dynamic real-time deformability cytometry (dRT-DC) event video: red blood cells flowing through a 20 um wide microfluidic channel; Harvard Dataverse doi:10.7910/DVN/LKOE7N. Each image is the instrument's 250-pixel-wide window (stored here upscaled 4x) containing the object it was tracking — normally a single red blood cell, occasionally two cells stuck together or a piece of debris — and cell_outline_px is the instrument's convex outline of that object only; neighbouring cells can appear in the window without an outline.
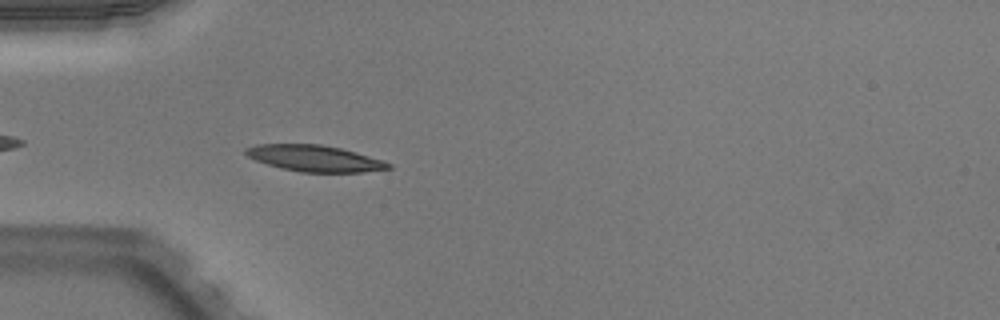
{"species": "Egyptian fruit bat (a non-hibernating species)", "species_latin": "Rousettus aegyptiacus", "temperature_condition": "warm", "stored_images_in_passage": 38, "camera_frame_rate_fps": 3000, "um_per_image_px": 0.085, "animal": {"sex": "male"}, "frame": {"image": 1, "passage_image": 3, "time_ms": 0.667, "image_size_px": [1000, 320], "cell_outline_px": [[392, 168], [360, 172], [300, 172], [280, 168], [256, 160], [248, 156], [244, 152], [244, 148], [256, 144], [320, 144], [340, 148], [356, 152], [384, 160], [392, 164]], "centroid_in_image_um": [26.74, 13.45], "position_along_channel_um": 58.3, "area_um2": 21.85}}
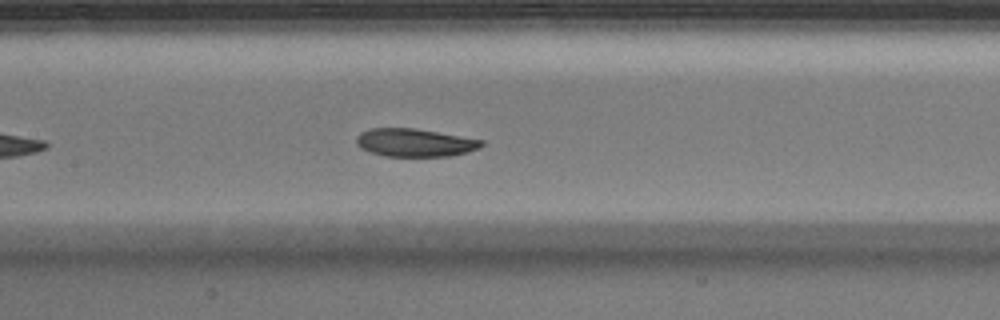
{"frame": {"image": 2, "passage_image": 12, "time_ms": 3.667, "image_size_px": [1000, 320], "cell_outline_px": [[484, 144], [480, 148], [468, 152], [448, 156], [384, 156], [360, 148], [356, 144], [356, 136], [360, 132], [368, 128], [416, 128], [484, 140]], "centroid_in_image_um": [35.25, 12.11], "position_along_channel_um": 172.1, "area_um2": 20.58}}
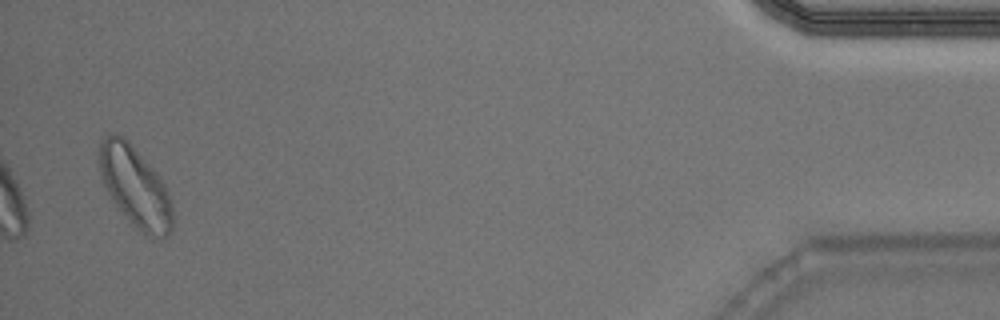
{"frame": {"image": 3, "passage_image": 37, "time_ms": 12.0, "image_size_px": [1000, 320], "cell_outline_px": [[172, 228], [168, 236], [152, 240], [112, 200], [104, 184], [100, 172], [100, 144], [104, 136], [108, 132], [116, 132], [128, 140], [148, 164], [164, 184], [168, 192], [172, 204]], "centroid_in_image_um": [11.5, 15.85], "position_along_channel_um": 423.7, "area_um2": 33.47}, "authors_computed_cell_mechanics": {"area_um2": 21.8773, "velocity_mm_per_s": 3.9544, "shape_relaxation_time_tau1_ms": 4.5983, "shape_relaxation_time_tau2_ms": 5.301, "deformation_change_tau1": 0.1477, "deformation_change_tau2": 0.113}}